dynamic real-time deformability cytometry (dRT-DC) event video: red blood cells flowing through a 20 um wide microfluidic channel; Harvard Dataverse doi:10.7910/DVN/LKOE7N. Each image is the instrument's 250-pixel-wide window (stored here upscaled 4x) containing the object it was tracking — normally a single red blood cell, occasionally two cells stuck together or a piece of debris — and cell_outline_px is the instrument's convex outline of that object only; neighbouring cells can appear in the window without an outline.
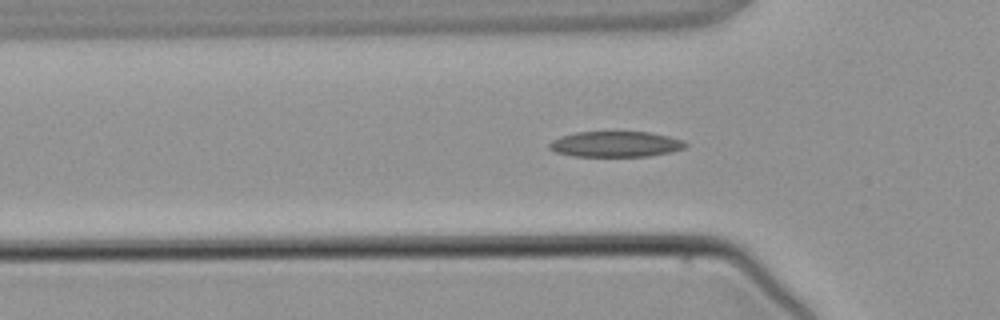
{"species": "common noctule bat (a hibernating species)", "species_latin": "Nyctalus noctula", "temperature_condition": "warm", "stored_images_in_passage": 5, "camera_frame_rate_fps": 3000, "um_per_image_px": 0.085, "animal": {"sex": "male", "body_mass_g": 21.5, "forearm_length_mm": 52.0}, "frame": {"image": 1, "passage_image": 5, "time_ms": 5.667, "image_size_px": [1000, 320], "cell_outline_px": [[688, 144], [684, 148], [672, 152], [648, 156], [572, 156], [556, 152], [548, 148], [548, 144], [552, 140], [560, 136], [576, 132], [648, 132], [668, 136], [684, 140]], "centroid_in_image_um": [52.32, 12.25], "position_along_channel_um": 73.5, "area_um2": 20.4}}